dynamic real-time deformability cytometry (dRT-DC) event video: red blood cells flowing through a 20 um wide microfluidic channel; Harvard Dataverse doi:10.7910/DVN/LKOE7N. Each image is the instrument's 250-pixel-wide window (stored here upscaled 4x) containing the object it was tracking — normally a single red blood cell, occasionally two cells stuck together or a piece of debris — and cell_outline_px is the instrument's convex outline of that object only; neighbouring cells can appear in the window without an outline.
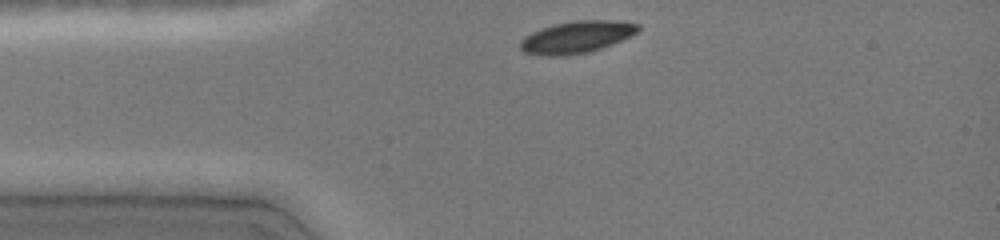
{"species": "common noctule bat (a hibernating species)", "species_latin": "Nyctalus noctula", "temperature_condition": "cold", "stored_images_in_passage": 31, "camera_frame_rate_fps": 3000, "um_per_image_px": 0.085, "animal": {"sex": "female", "body_mass_g": 19.0, "forearm_length_mm": 51.5}, "frame": {"image": 1, "passage_image": 1, "time_ms": 0.0, "image_size_px": [1000, 240], "cell_outline_px": [[640, 28], [636, 32], [620, 40], [600, 48], [588, 52], [564, 56], [540, 56], [524, 52], [520, 48], [520, 40], [524, 36], [540, 28], [556, 24], [576, 20], [608, 20], [640, 24]], "centroid_in_image_um": [48.94, 3.16], "position_along_channel_um": 36.1, "area_um2": 21.79}}
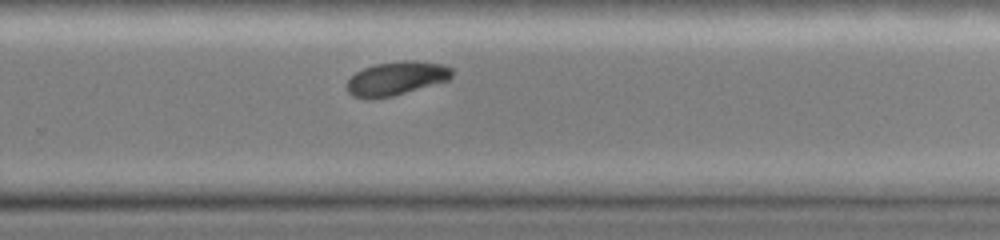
{"frame": {"image": 2, "passage_image": 22, "time_ms": 7.0, "image_size_px": [1000, 240], "cell_outline_px": [[452, 76], [448, 80], [392, 96], [364, 100], [352, 96], [348, 92], [348, 80], [356, 72], [364, 68], [376, 64], [404, 60], [444, 64], [452, 68]], "centroid_in_image_um": [33.67, 6.67], "position_along_channel_um": 296.1, "area_um2": 20.46}}
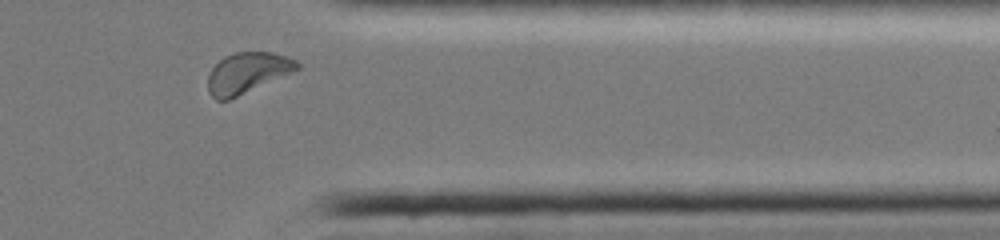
{"frame": {"image": 3, "passage_image": 29, "time_ms": 9.333, "image_size_px": [1000, 240], "cell_outline_px": [[300, 68], [228, 100], [216, 100], [208, 92], [208, 76], [212, 68], [224, 56], [236, 52], [272, 52], [296, 60], [300, 64]], "centroid_in_image_um": [20.99, 6.18], "position_along_channel_um": 390.4, "area_um2": 20.75}, "authors_computed_cell_mechanics": {"area_um2": 21.7906, "velocity_mm_per_s": 4.0539, "shape_relaxation_time_tau1_ms": 1.6685, "shape_relaxation_time_tau2_ms": null, "deformation_change_tau1": 0.08, "deformation_change_tau2": null}}